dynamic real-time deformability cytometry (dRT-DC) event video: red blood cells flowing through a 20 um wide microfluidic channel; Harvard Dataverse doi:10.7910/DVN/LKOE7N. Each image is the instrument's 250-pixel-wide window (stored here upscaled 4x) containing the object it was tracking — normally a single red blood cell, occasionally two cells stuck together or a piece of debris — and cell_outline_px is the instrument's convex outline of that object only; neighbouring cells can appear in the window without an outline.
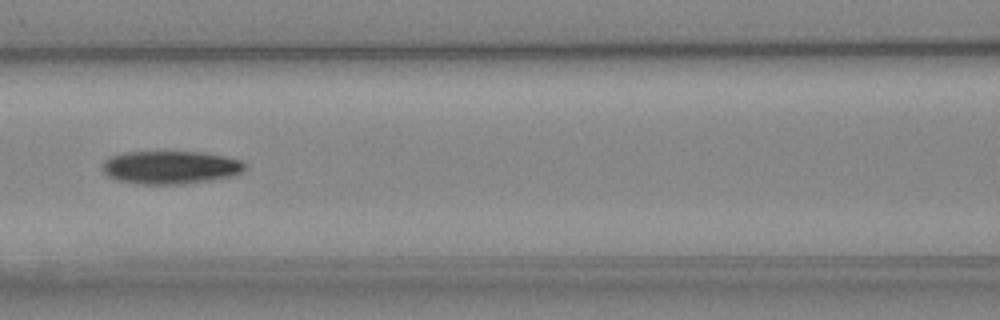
{"species": "Egyptian fruit bat (a non-hibernating species)", "species_latin": "Rousettus aegyptiacus", "temperature_condition": "cold", "stored_images_in_passage": 8, "segment_of_instrument_passage": [1, 2], "camera_frame_rate_fps": 3000, "um_per_image_px": 0.085, "animal": {"sex": "female"}, "frame": {"image": 1, "passage_image": 7, "time_ms": 7.0, "image_size_px": [1000, 320], "cell_outline_px": [[248, 168], [240, 172], [228, 176], [212, 180], [184, 184], [136, 184], [116, 180], [108, 176], [100, 168], [104, 160], [108, 156], [124, 152], [204, 152], [224, 156], [240, 160], [248, 164]], "centroid_in_image_um": [14.45, 14.22], "position_along_channel_um": 152.1, "area_um2": 27.8}}